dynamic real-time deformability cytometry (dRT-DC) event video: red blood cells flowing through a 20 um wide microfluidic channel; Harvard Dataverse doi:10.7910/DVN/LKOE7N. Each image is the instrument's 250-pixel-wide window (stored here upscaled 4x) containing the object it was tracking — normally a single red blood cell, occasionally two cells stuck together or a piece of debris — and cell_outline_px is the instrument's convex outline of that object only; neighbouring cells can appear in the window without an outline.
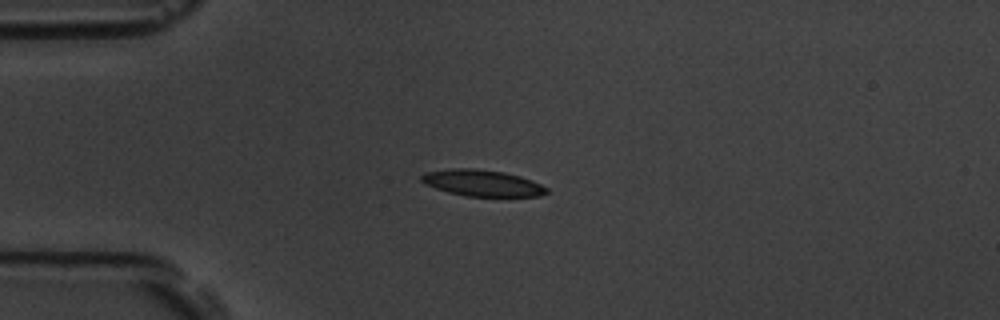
{"species": "common noctule bat (a hibernating species)", "species_latin": "Nyctalus noctula", "temperature_condition": "room temperature", "stored_images_in_passage": 6, "camera_frame_rate_fps": 3000, "um_per_image_px": 0.085, "animal": {"sex": "male", "body_mass_g": 19.5, "forearm_length_mm": 54.6}, "frame": {"image": 1, "passage_image": 3, "time_ms": 3.333, "image_size_px": [1000, 320], "cell_outline_px": [[548, 192], [540, 196], [464, 196], [448, 192], [424, 184], [420, 180], [420, 176], [424, 172], [452, 168], [472, 168], [504, 172], [520, 176], [532, 180], [548, 188]], "centroid_in_image_um": [40.96, 15.55], "position_along_channel_um": 44.0, "area_um2": 19.31}}
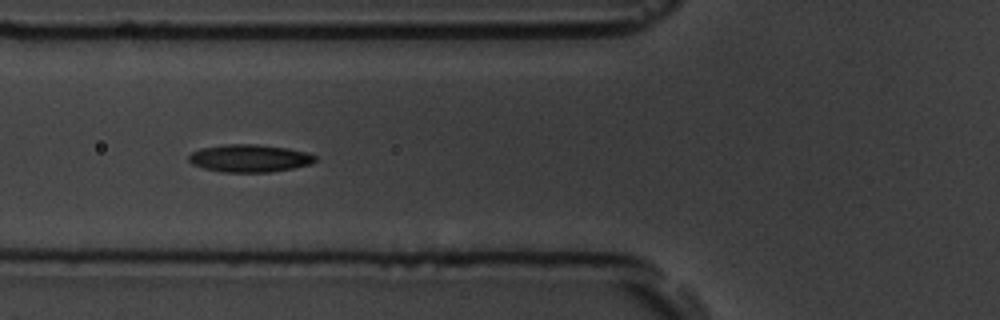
{"frame": {"image": 2, "passage_image": 5, "time_ms": 5.667, "image_size_px": [1000, 320], "cell_outline_px": [[316, 160], [312, 164], [292, 168], [268, 172], [220, 172], [204, 168], [192, 164], [188, 160], [188, 156], [192, 152], [200, 148], [224, 144], [256, 144], [288, 148], [308, 152], [316, 156]], "centroid_in_image_um": [21.21, 13.45], "position_along_channel_um": 104.6, "area_um2": 20.46}}
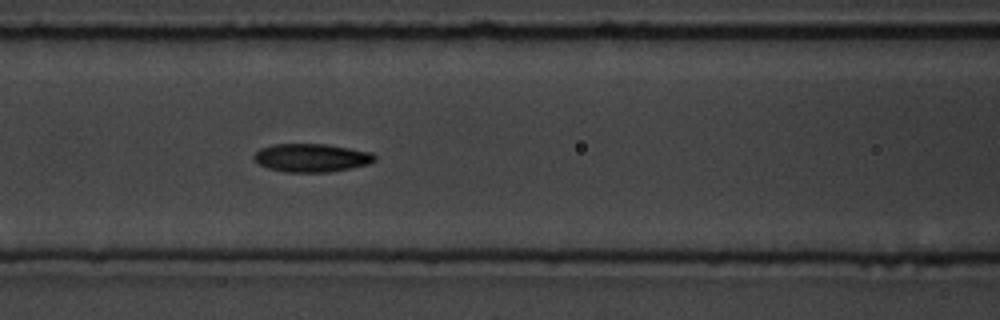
{"frame": {"image": 3, "passage_image": 6, "time_ms": 6.667, "image_size_px": [1000, 320], "cell_outline_px": [[376, 160], [368, 164], [352, 168], [328, 172], [284, 172], [268, 168], [260, 164], [252, 156], [260, 148], [272, 144], [324, 144], [372, 152], [376, 156]], "centroid_in_image_um": [26.48, 13.41], "position_along_channel_um": 140.1, "area_um2": 19.88}}